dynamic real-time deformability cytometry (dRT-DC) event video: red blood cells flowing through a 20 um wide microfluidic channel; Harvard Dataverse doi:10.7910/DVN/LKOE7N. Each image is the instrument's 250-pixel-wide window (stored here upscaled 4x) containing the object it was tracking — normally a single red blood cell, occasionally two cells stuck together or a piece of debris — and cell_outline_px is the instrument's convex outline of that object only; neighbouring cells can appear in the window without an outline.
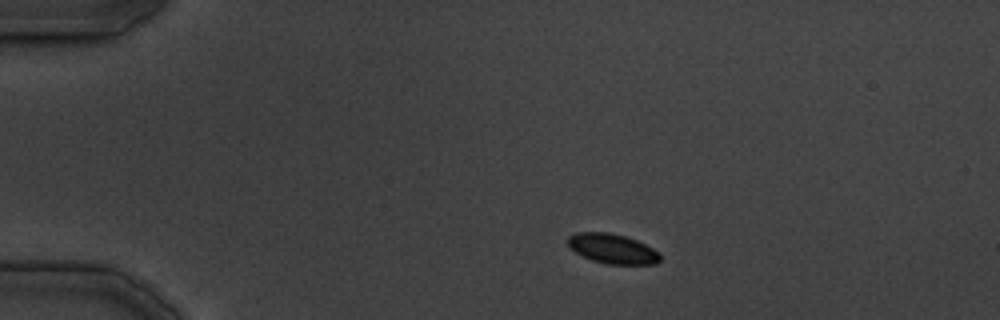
{"species": "common noctule bat (a hibernating species)", "species_latin": "Nyctalus noctula", "temperature_condition": "cold", "stored_images_in_passage": 36, "camera_frame_rate_fps": 3000, "um_per_image_px": 0.085, "animal": {"sex": "male", "body_mass_g": 19.5, "forearm_length_mm": 54.6}, "frame": {"image": 1, "passage_image": 6, "time_ms": 6.0, "image_size_px": [1000, 320], "cell_outline_px": [[660, 260], [656, 264], [608, 264], [592, 260], [576, 252], [564, 240], [568, 236], [576, 232], [608, 232], [624, 236], [636, 240], [660, 252]], "centroid_in_image_um": [52.04, 21.13], "position_along_channel_um": 33.0, "area_um2": 15.95}}
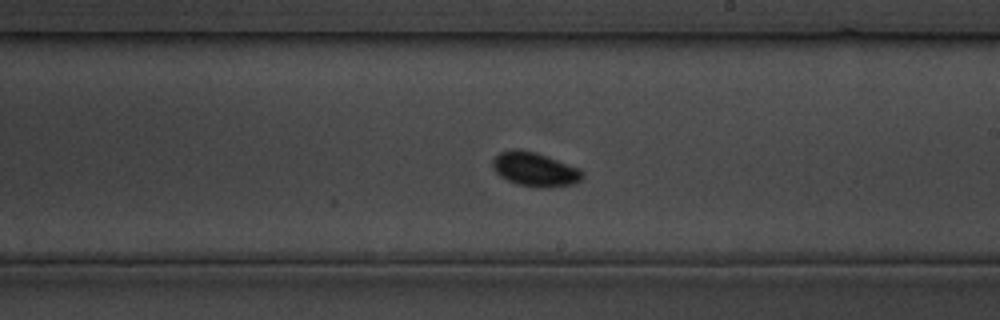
{"frame": {"image": 2, "passage_image": 21, "time_ms": 24.667, "image_size_px": [1000, 320], "cell_outline_px": [[584, 176], [580, 180], [572, 184], [520, 184], [508, 180], [500, 176], [492, 168], [492, 160], [500, 152], [512, 148], [520, 148], [536, 152], [548, 156], [580, 168], [584, 172]], "centroid_in_image_um": [45.43, 14.3], "position_along_channel_um": 243.6, "area_um2": 17.17}}
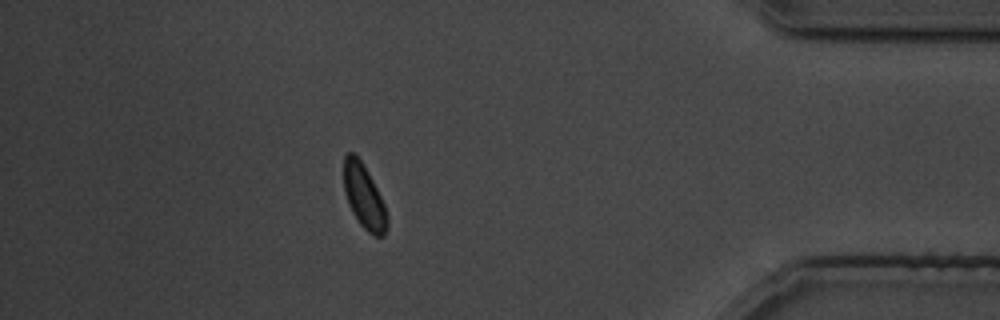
{"frame": {"image": 3, "passage_image": 32, "time_ms": 38.333, "image_size_px": [1000, 320], "cell_outline_px": [[388, 228], [384, 236], [372, 236], [360, 224], [352, 212], [348, 204], [344, 192], [344, 156], [348, 152], [352, 152], [360, 160], [368, 172], [384, 204], [388, 216]], "centroid_in_image_um": [30.95, 16.75], "position_along_channel_um": 404.3, "area_um2": 16.18}}